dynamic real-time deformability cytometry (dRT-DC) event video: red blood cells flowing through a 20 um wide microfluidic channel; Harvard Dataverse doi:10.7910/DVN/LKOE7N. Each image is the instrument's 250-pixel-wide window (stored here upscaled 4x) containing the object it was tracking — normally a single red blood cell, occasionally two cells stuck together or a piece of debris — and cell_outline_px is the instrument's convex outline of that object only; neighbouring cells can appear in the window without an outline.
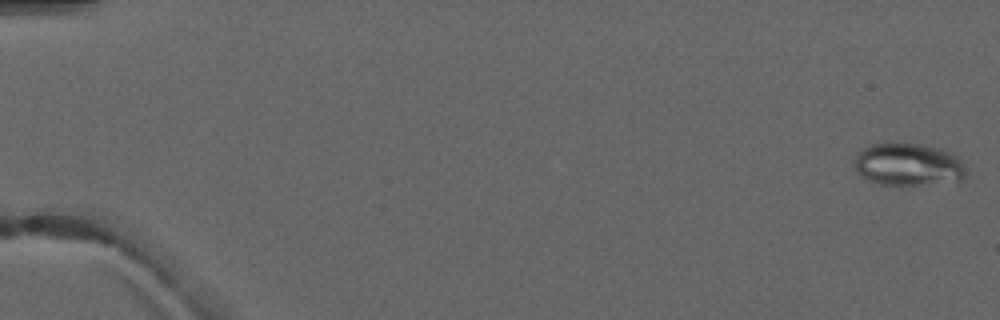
{"species": "common noctule bat (a hibernating species)", "species_latin": "Nyctalus noctula", "temperature_condition": "warm", "stored_images_in_passage": 5, "camera_frame_rate_fps": 3000, "um_per_image_px": 0.085, "animal": {"sex": "male", "forearm_length_mm": 52.5}, "frame": {"image": 1, "passage_image": 1, "time_ms": 0.0, "image_size_px": [1000, 320], "cell_outline_px": [[964, 180], [916, 184], [880, 184], [868, 180], [856, 172], [856, 152], [872, 144], [884, 140], [900, 140], [924, 144], [940, 148], [956, 156], [964, 164]], "centroid_in_image_um": [77.15, 13.91], "position_along_channel_um": 7.9, "area_um2": 28.09}}